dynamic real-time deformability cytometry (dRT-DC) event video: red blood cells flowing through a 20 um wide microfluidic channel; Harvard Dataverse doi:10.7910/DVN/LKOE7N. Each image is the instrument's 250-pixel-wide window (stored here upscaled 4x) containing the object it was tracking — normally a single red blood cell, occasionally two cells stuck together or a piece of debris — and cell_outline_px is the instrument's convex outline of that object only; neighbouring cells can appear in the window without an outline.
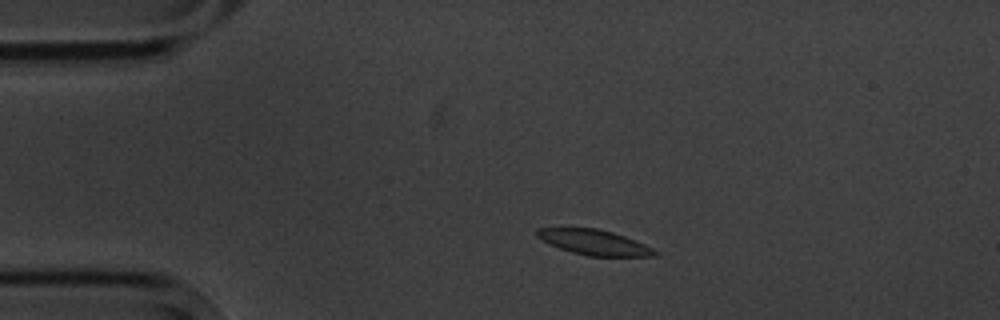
{"species": "common noctule bat (a hibernating species)", "species_latin": "Nyctalus noctula", "temperature_condition": "cold", "stored_images_in_passage": 4, "camera_frame_rate_fps": 3000, "um_per_image_px": 0.085, "animal": {"sex": "male", "body_mass_g": 20.1, "forearm_length_mm": 53.5}, "frame": {"image": 1, "passage_image": 2, "time_ms": 1.0, "image_size_px": [1000, 320], "cell_outline_px": [[660, 252], [656, 256], [588, 256], [572, 252], [548, 244], [536, 236], [536, 228], [596, 228], [612, 232], [624, 236], [644, 244]], "centroid_in_image_um": [50.49, 20.6], "position_along_channel_um": 34.5, "area_um2": 17.22}}
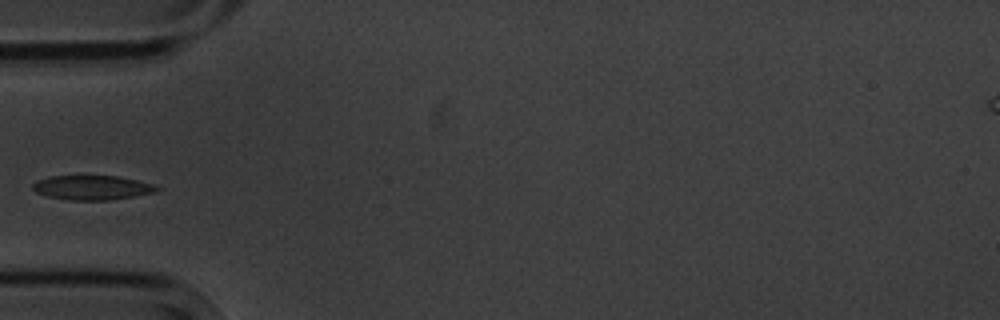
{"frame": {"image": 2, "passage_image": 4, "time_ms": 3.333, "image_size_px": [1000, 320], "cell_outline_px": [[160, 188], [156, 192], [108, 200], [68, 200], [48, 196], [36, 192], [32, 188], [32, 184], [36, 180], [48, 176], [120, 176], [156, 184]], "centroid_in_image_um": [7.83, 15.93], "position_along_channel_um": 77.2, "area_um2": 17.74}}